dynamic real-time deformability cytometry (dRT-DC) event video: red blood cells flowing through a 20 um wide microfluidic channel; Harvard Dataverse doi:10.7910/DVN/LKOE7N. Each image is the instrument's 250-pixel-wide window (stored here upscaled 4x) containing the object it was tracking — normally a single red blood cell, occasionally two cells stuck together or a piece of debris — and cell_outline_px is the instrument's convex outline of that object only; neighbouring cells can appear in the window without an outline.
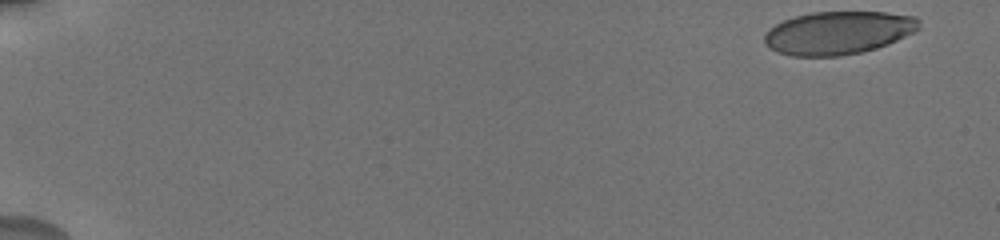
{"species": "human", "species_latin": "Homo sapiens", "temperature_condition": "cold", "stored_images_in_passage": 22, "camera_frame_rate_fps": 3000, "um_per_image_px": 0.085, "donor": {"sex": "male"}, "frame": {"image": 1, "passage_image": 1, "time_ms": 0.0, "image_size_px": [1000, 240], "cell_outline_px": [[920, 28], [888, 44], [876, 48], [860, 52], [840, 56], [792, 56], [776, 52], [768, 48], [764, 44], [764, 36], [768, 28], [784, 20], [796, 16], [812, 12], [884, 12], [916, 16], [920, 20]], "centroid_in_image_um": [71.22, 2.79], "position_along_channel_um": 13.8, "area_um2": 38.9}}
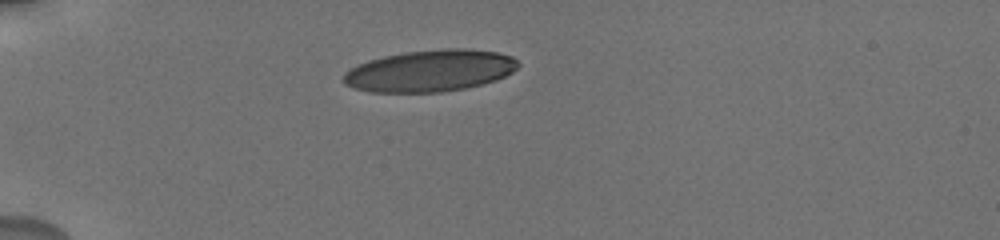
{"frame": {"image": 2, "passage_image": 16, "time_ms": 4.667, "image_size_px": [1000, 240], "cell_outline_px": [[520, 64], [512, 72], [496, 80], [464, 88], [440, 92], [368, 92], [352, 88], [344, 84], [344, 72], [356, 64], [368, 60], [384, 56], [404, 52], [444, 48], [468, 48], [496, 52], [512, 56]], "centroid_in_image_um": [36.52, 6.01], "position_along_channel_um": 48.5, "area_um2": 42.6}}
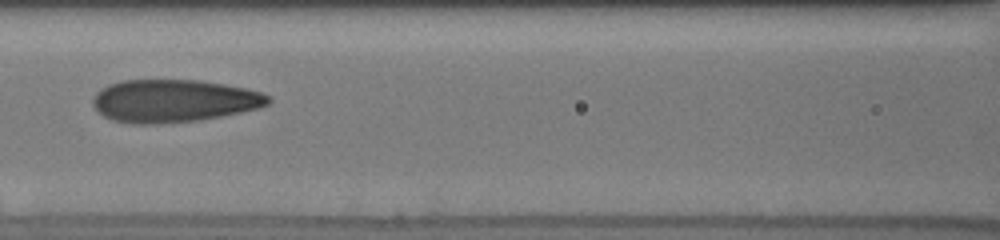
{"frame": {"image": 3, "passage_image": 21, "time_ms": 8.333, "image_size_px": [1000, 240], "cell_outline_px": [[272, 100], [268, 104], [256, 108], [240, 112], [200, 120], [160, 124], [132, 124], [112, 120], [104, 116], [92, 104], [92, 100], [96, 92], [108, 84], [120, 80], [200, 80], [248, 88], [260, 92], [268, 96]], "centroid_in_image_um": [14.74, 8.57], "position_along_channel_um": 151.9, "area_um2": 43.75}}